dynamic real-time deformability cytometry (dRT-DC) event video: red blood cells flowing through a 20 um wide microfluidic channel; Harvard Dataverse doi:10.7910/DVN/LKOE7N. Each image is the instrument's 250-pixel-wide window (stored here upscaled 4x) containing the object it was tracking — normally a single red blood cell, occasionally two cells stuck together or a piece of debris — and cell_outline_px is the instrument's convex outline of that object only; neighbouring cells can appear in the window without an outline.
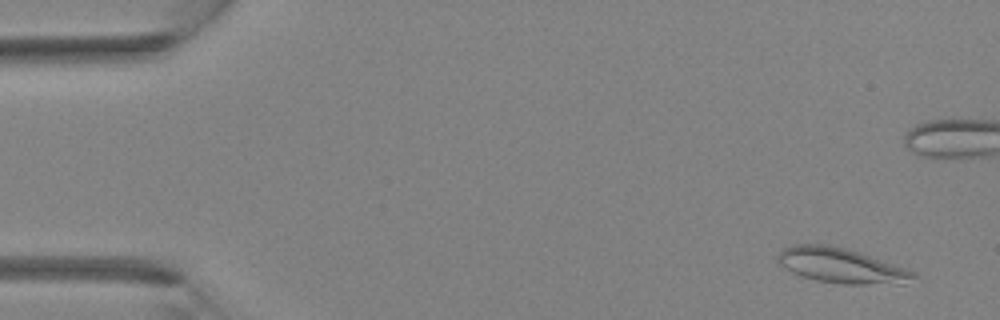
{"species": "Egyptian fruit bat (a non-hibernating species)", "species_latin": "Rousettus aegyptiacus", "temperature_condition": "room temperature", "stored_images_in_passage": 42, "camera_frame_rate_fps": 3000, "um_per_image_px": 0.085, "animal": {"sex": "female"}, "frame": {"image": 1, "passage_image": 3, "time_ms": 0.667, "image_size_px": [1000, 320], "cell_outline_px": [[920, 276], [904, 284], [844, 284], [816, 280], [800, 276], [792, 272], [780, 264], [776, 260], [776, 256], [784, 248], [796, 244], [824, 244], [844, 248], [916, 272]], "centroid_in_image_um": [71.49, 22.59], "position_along_channel_um": 13.5, "area_um2": 27.34}}
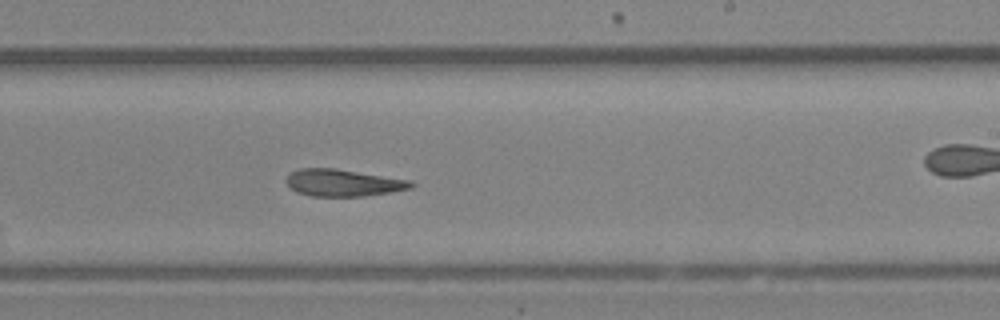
{"frame": {"image": 2, "passage_image": 25, "time_ms": 8.0, "image_size_px": [1000, 320], "cell_outline_px": [[416, 184], [412, 188], [364, 196], [312, 196], [296, 192], [284, 180], [288, 172], [300, 168], [336, 168], [412, 180]], "centroid_in_image_um": [29.15, 15.52], "position_along_channel_um": 259.8, "area_um2": 19.83}}
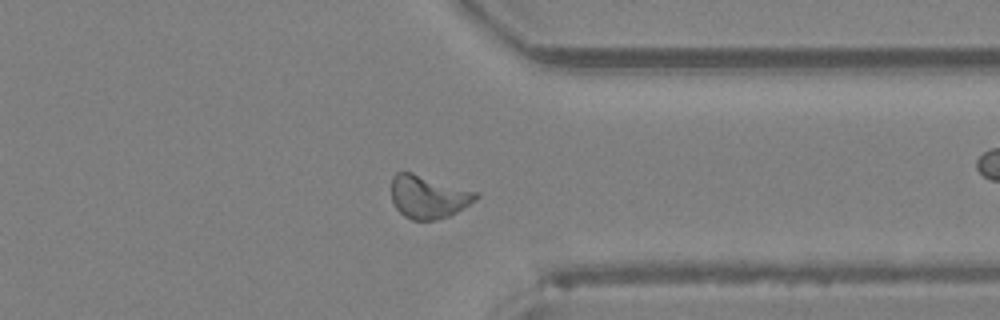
{"frame": {"image": 3, "passage_image": 32, "time_ms": 10.333, "image_size_px": [1000, 320], "cell_outline_px": [[480, 196], [476, 200], [464, 208], [448, 216], [436, 220], [412, 220], [404, 216], [396, 208], [392, 200], [392, 176], [396, 172], [412, 172], [480, 192]], "centroid_in_image_um": [36.43, 16.72], "position_along_channel_um": 375.0, "area_um2": 21.39}}